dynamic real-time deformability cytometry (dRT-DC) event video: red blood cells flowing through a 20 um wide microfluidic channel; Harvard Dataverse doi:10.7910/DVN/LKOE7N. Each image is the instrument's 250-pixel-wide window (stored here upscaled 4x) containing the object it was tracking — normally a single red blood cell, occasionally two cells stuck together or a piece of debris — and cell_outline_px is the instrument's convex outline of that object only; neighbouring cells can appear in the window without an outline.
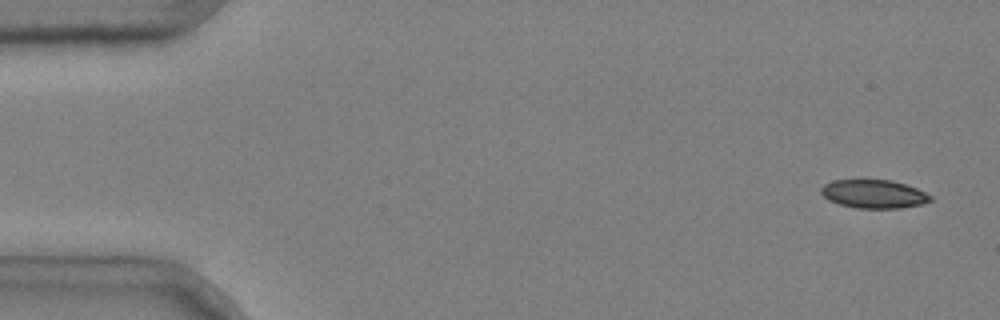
{"species": "common noctule bat (a hibernating species)", "species_latin": "Nyctalus noctula", "temperature_condition": "cold", "stored_images_in_passage": 4, "camera_frame_rate_fps": 3000, "um_per_image_px": 0.085, "animal": {"sex": "male", "body_mass_g": 20.4}, "frame": {"image": 1, "passage_image": 1, "time_ms": 0.0, "image_size_px": [1000, 320], "cell_outline_px": [[932, 200], [924, 204], [900, 208], [856, 208], [840, 204], [828, 200], [820, 192], [820, 188], [824, 184], [832, 180], [892, 180], [916, 188], [932, 196]], "centroid_in_image_um": [74.27, 16.49], "position_along_channel_um": 10.7, "area_um2": 18.15}}